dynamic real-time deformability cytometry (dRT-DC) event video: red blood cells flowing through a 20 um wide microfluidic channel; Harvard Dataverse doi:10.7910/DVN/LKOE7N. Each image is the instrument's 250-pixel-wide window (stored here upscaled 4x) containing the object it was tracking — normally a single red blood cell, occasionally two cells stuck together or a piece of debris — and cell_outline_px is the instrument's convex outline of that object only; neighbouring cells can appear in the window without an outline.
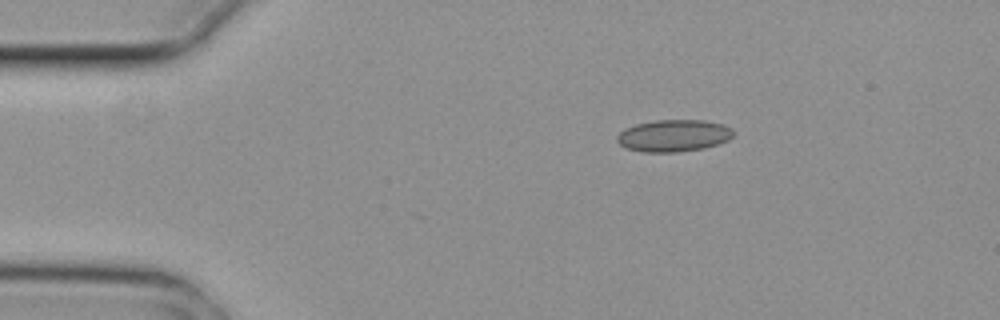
{"species": "common noctule bat (a hibernating species)", "species_latin": "Nyctalus noctula", "temperature_condition": "cold", "stored_images_in_passage": 6, "camera_frame_rate_fps": 3000, "um_per_image_px": 0.085, "animal": {"sex": "female", "body_mass_g": 29.2, "forearm_length_mm": 56.3}, "frame": {"image": 1, "passage_image": 1, "time_ms": 0.0, "image_size_px": [1000, 320], "cell_outline_px": [[736, 132], [728, 140], [704, 148], [676, 152], [644, 152], [624, 148], [616, 140], [616, 136], [624, 128], [636, 124], [656, 120], [704, 120], [724, 124], [732, 128]], "centroid_in_image_um": [57.26, 11.52], "position_along_channel_um": 27.7, "area_um2": 21.85}}
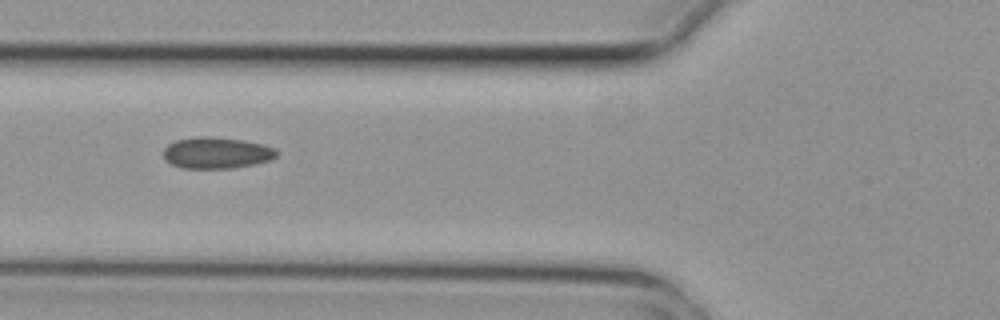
{"frame": {"image": 2, "passage_image": 4, "time_ms": 1.0, "image_size_px": [1000, 320], "cell_outline_px": [[280, 152], [272, 160], [236, 168], [184, 168], [172, 164], [164, 160], [164, 148], [168, 144], [176, 140], [196, 136], [208, 136], [244, 140], [264, 144], [276, 148]], "centroid_in_image_um": [18.45, 12.99], "position_along_channel_um": 107.4, "area_um2": 20.98}}
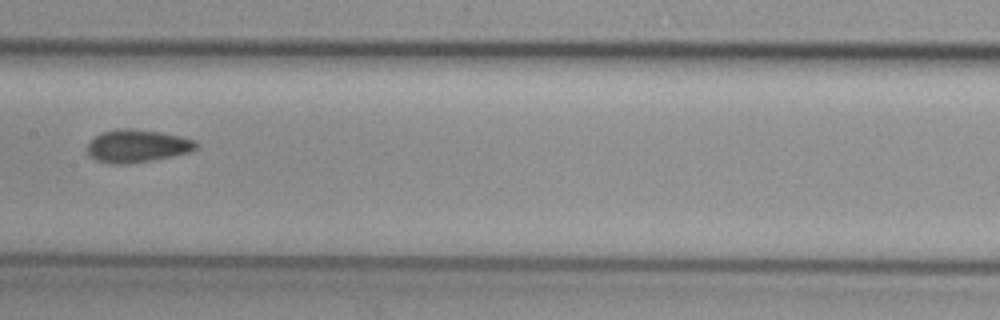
{"frame": {"image": 3, "passage_image": 6, "time_ms": 1.667, "image_size_px": [1000, 320], "cell_outline_px": [[200, 144], [196, 148], [188, 152], [172, 156], [152, 160], [128, 164], [112, 164], [96, 160], [88, 156], [88, 144], [100, 132], [116, 128], [132, 128], [160, 132], [180, 136], [196, 140]], "centroid_in_image_um": [11.65, 12.4], "position_along_channel_um": 195.7, "area_um2": 20.92}}